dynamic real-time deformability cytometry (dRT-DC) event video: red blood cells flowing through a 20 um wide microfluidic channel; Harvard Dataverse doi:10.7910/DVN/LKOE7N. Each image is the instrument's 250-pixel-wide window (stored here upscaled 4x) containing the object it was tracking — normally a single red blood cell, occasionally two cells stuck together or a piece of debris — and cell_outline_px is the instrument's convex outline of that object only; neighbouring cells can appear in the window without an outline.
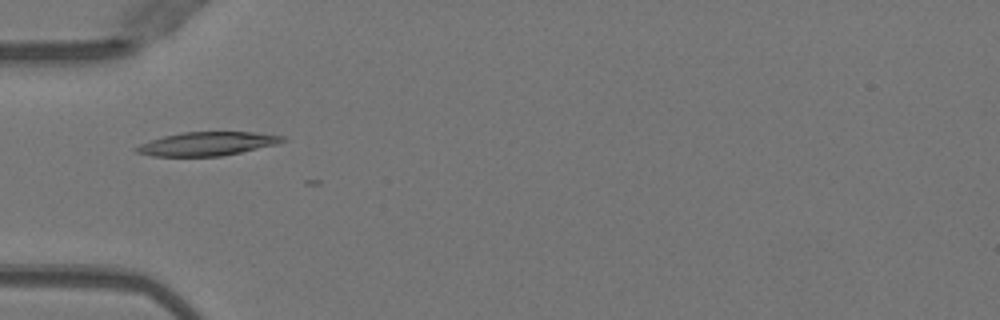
{"species": "Egyptian fruit bat (a non-hibernating species)", "species_latin": "Rousettus aegyptiacus", "temperature_condition": "warm", "stored_images_in_passage": 52, "camera_frame_rate_fps": 3000, "um_per_image_px": 0.085, "animal": {"sex": "female"}, "frame": {"image": 1, "passage_image": 17, "time_ms": 5.333, "image_size_px": [1000, 320], "cell_outline_px": [[288, 140], [280, 144], [220, 156], [152, 156], [136, 152], [132, 148], [140, 144], [164, 136], [180, 132], [252, 132], [284, 136]], "centroid_in_image_um": [17.64, 12.22], "position_along_channel_um": 67.4, "area_um2": 20.17}}
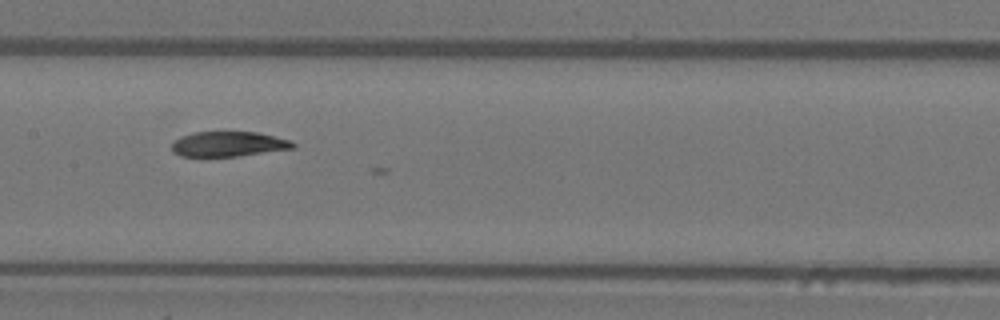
{"frame": {"image": 2, "passage_image": 26, "time_ms": 8.333, "image_size_px": [1000, 320], "cell_outline_px": [[296, 144], [292, 148], [240, 156], [180, 156], [172, 152], [172, 140], [180, 136], [196, 132], [256, 132], [288, 140]], "centroid_in_image_um": [19.34, 12.24], "position_along_channel_um": 188.1, "area_um2": 17.51}}
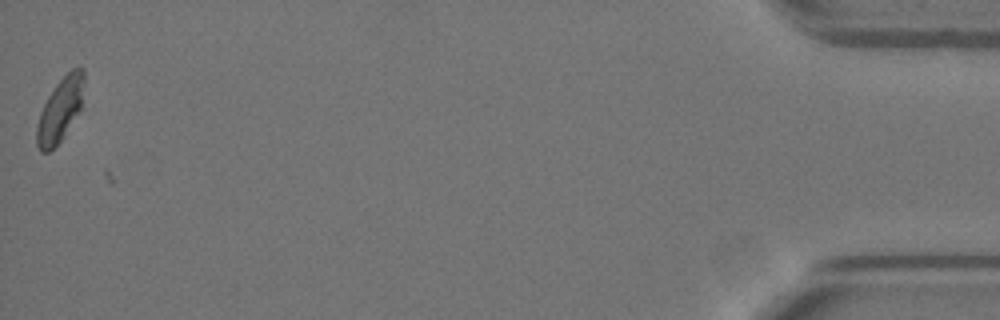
{"frame": {"image": 3, "passage_image": 51, "time_ms": 16.667, "image_size_px": [1000, 320], "cell_outline_px": [[84, 80], [80, 112], [64, 136], [48, 152], [40, 152], [36, 144], [36, 128], [40, 112], [48, 96], [56, 84], [72, 68], [80, 64], [84, 68]], "centroid_in_image_um": [5.12, 9.31], "position_along_channel_um": 430.1, "area_um2": 17.63}}